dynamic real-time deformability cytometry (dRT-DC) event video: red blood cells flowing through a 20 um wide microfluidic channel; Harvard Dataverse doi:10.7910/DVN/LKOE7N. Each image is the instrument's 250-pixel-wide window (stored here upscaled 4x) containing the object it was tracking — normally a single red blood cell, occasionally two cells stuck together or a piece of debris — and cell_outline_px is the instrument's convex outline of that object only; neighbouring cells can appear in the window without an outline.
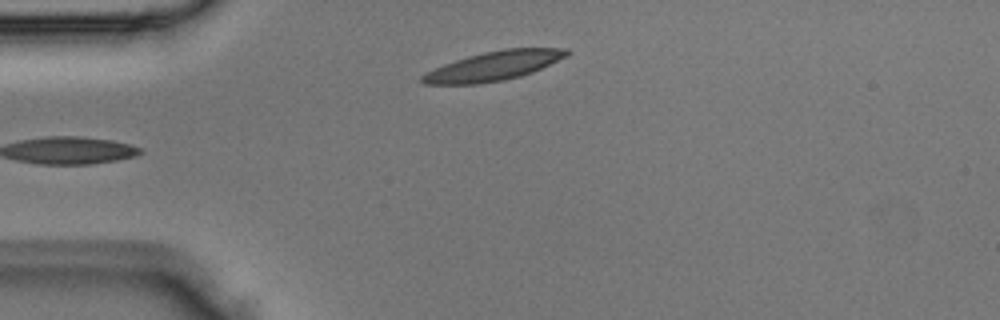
{"species": "Egyptian fruit bat (a non-hibernating species)", "species_latin": "Rousettus aegyptiacus", "temperature_condition": "room temperature", "stored_images_in_passage": 4, "camera_frame_rate_fps": 3000, "um_per_image_px": 0.085, "animal": {"sex": "male"}, "frame": {"image": 1, "passage_image": 4, "time_ms": 1.0, "image_size_px": [1000, 320], "cell_outline_px": [[568, 56], [532, 72], [520, 76], [504, 80], [480, 84], [424, 84], [420, 80], [420, 76], [444, 64], [468, 56], [484, 52], [504, 48], [568, 48]], "centroid_in_image_um": [41.97, 5.6], "position_along_channel_um": 43.0, "area_um2": 24.45}}